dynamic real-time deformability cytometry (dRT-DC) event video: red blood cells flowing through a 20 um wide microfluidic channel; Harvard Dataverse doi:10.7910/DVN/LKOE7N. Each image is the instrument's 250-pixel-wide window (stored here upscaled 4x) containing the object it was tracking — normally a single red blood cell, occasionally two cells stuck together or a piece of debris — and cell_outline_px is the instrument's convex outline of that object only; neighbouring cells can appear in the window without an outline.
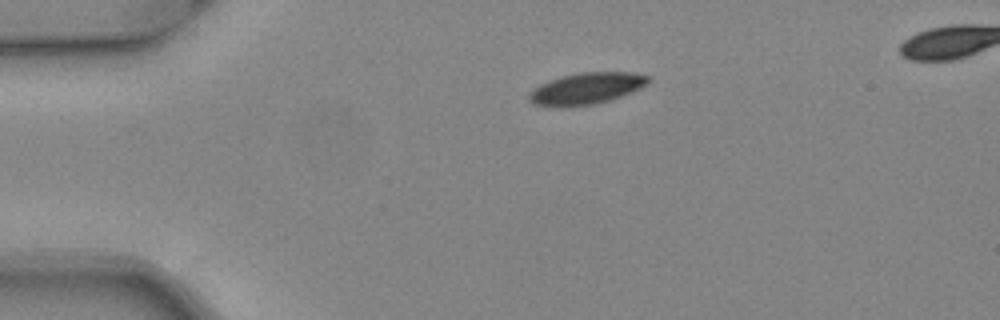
{"species": "common noctule bat (a hibernating species)", "species_latin": "Nyctalus noctula", "temperature_condition": "warm", "stored_images_in_passage": 41, "camera_frame_rate_fps": 3000, "um_per_image_px": 0.085, "animal": {"sex": "female", "body_mass_g": 24.6, "forearm_length_mm": 56.2}, "frame": {"image": 1, "passage_image": 1, "time_ms": 0.0, "image_size_px": [1000, 320], "cell_outline_px": [[652, 80], [648, 84], [640, 88], [620, 96], [596, 104], [564, 108], [556, 108], [536, 104], [528, 100], [528, 92], [540, 84], [548, 80], [560, 76], [580, 72], [632, 72], [648, 76]], "centroid_in_image_um": [49.8, 7.53], "position_along_channel_um": 35.2, "area_um2": 22.25}}
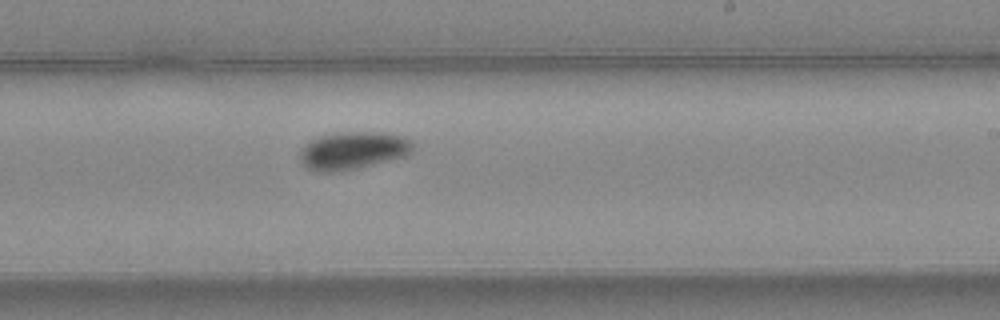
{"frame": {"image": 2, "passage_image": 21, "time_ms": 6.667, "image_size_px": [1000, 320], "cell_outline_px": [[412, 152], [408, 156], [340, 172], [312, 172], [304, 168], [300, 160], [300, 148], [304, 144], [320, 136], [332, 132], [384, 132], [404, 136], [412, 140]], "centroid_in_image_um": [29.97, 12.8], "position_along_channel_um": 259.0, "area_um2": 25.43}}
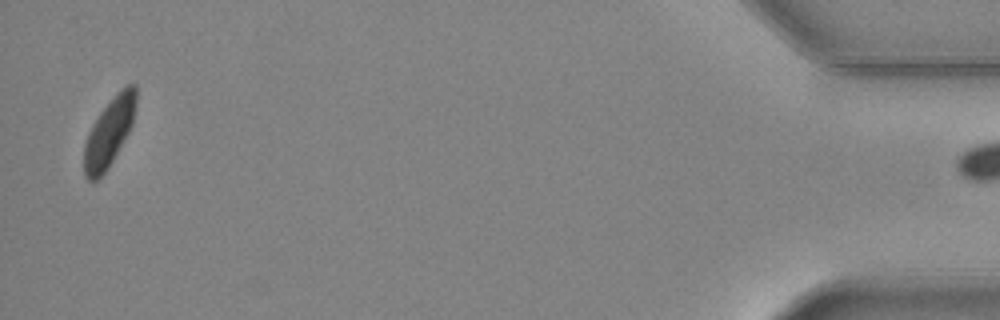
{"frame": {"image": 3, "passage_image": 40, "time_ms": 13.0, "image_size_px": [1000, 320], "cell_outline_px": [[136, 104], [132, 124], [128, 132], [108, 168], [96, 180], [88, 180], [84, 176], [84, 144], [88, 132], [92, 124], [100, 112], [116, 92], [120, 88], [128, 84], [136, 84]], "centroid_in_image_um": [9.27, 11.21], "position_along_channel_um": 425.9, "area_um2": 20.58}}